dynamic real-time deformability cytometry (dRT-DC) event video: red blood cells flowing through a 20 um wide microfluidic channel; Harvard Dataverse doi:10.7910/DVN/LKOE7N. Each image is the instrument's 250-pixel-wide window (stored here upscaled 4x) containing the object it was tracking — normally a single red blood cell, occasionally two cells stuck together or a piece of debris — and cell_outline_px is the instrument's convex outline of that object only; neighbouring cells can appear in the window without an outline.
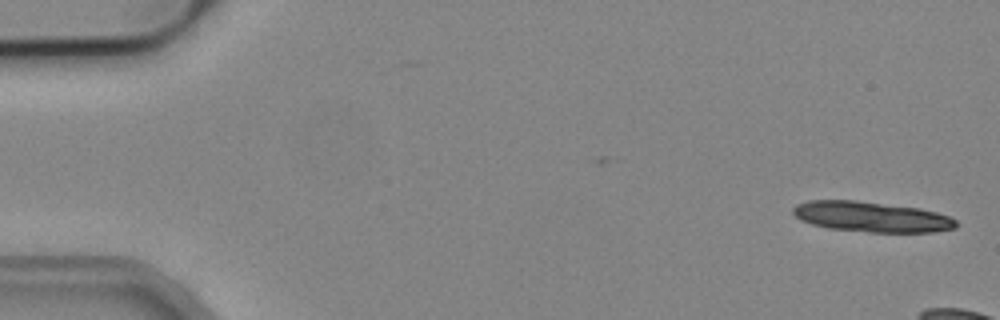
{"species": "common noctule bat (a hibernating species)", "species_latin": "Nyctalus noctula", "temperature_condition": "cold", "stored_images_in_passage": 4, "camera_frame_rate_fps": 3000, "um_per_image_px": 0.085, "animal": {"sex": "male", "body_mass_g": 19.2, "forearm_length_mm": 51.8}, "frame": {"image": 1, "passage_image": 1, "time_ms": 0.0, "image_size_px": [1000, 320], "cell_outline_px": [[956, 228], [932, 232], [868, 232], [828, 228], [812, 224], [800, 220], [792, 212], [792, 208], [796, 204], [808, 200], [852, 200], [920, 208], [936, 212], [948, 216], [956, 220]], "centroid_in_image_um": [74.04, 18.43], "position_along_channel_um": 11.0, "area_um2": 28.78}}